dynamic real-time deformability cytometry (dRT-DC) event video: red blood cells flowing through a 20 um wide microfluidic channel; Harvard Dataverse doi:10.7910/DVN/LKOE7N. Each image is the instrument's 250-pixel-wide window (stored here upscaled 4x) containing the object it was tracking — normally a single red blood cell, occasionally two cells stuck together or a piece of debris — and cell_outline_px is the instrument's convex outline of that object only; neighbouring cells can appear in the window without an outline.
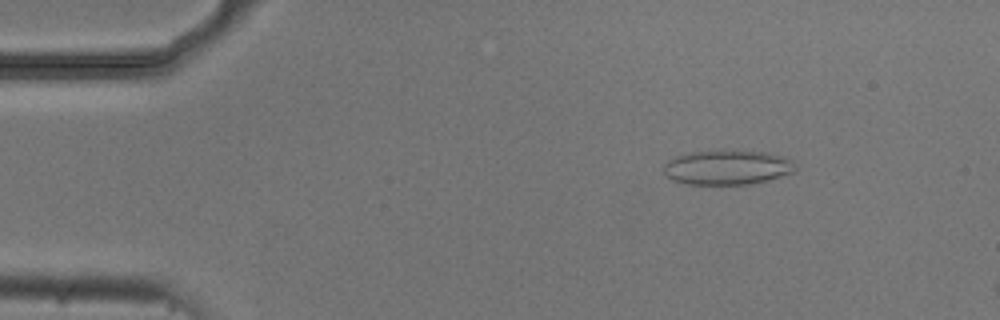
{"species": "common noctule bat (a hibernating species)", "species_latin": "Nyctalus noctula", "temperature_condition": "cold", "stored_images_in_passage": 7, "camera_frame_rate_fps": 3000, "um_per_image_px": 0.085, "animal": {"sex": "male", "body_mass_g": 20.5, "forearm_length_mm": 52.5}, "frame": {"image": 1, "passage_image": 7, "time_ms": 2.0, "image_size_px": [1000, 320], "cell_outline_px": [[796, 172], [768, 180], [748, 184], [688, 184], [672, 180], [664, 172], [664, 164], [668, 160], [676, 156], [692, 152], [768, 152], [784, 156], [792, 160], [796, 164]], "centroid_in_image_um": [61.87, 14.25], "position_along_channel_um": 23.1, "area_um2": 26.18}}